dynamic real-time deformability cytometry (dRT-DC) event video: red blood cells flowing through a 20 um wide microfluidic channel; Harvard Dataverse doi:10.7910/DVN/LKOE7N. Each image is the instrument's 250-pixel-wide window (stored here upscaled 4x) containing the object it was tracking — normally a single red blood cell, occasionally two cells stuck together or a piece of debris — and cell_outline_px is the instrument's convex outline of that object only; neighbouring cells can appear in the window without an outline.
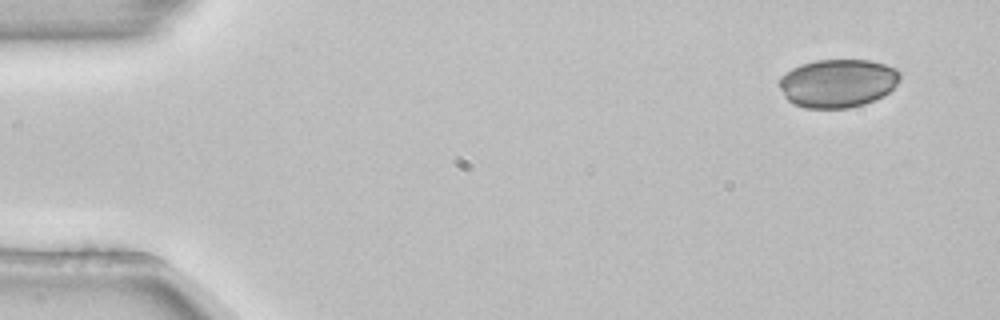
{"species": "common noctule bat (a hibernating species)", "species_latin": "Nyctalus noctula", "temperature_condition": "room temperature", "stored_images_in_passage": 5, "camera_frame_rate_fps": 3000, "um_per_image_px": 0.085, "animal": {"sex": "female", "body_mass_g": 22.7, "forearm_length_mm": 54.2}, "frame": {"image": 1, "passage_image": 1, "time_ms": 0.0, "image_size_px": [1000, 320], "cell_outline_px": [[900, 80], [884, 96], [864, 104], [848, 108], [804, 108], [792, 104], [784, 96], [780, 88], [780, 76], [784, 72], [800, 64], [816, 60], [868, 60], [884, 64], [896, 68], [900, 72]], "centroid_in_image_um": [71.19, 7.07], "position_along_channel_um": 13.8, "area_um2": 34.22}}